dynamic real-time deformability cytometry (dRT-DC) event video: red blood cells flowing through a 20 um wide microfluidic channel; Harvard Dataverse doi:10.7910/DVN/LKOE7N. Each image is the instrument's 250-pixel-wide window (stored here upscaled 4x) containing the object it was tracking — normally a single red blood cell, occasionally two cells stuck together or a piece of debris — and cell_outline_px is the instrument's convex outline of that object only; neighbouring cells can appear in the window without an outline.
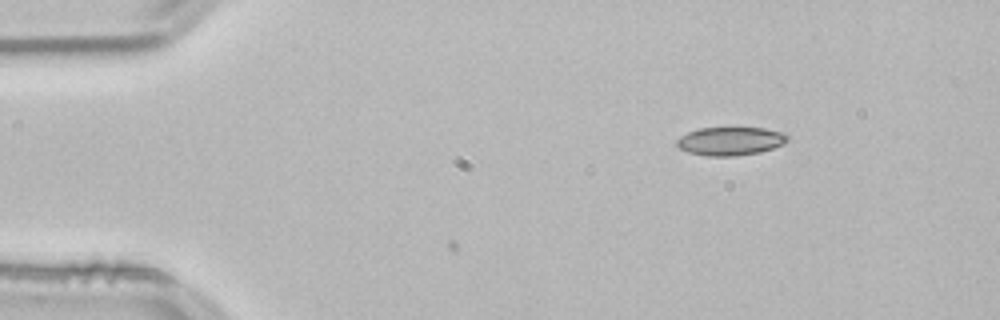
{"species": "common noctule bat (a hibernating species)", "species_latin": "Nyctalus noctula", "temperature_condition": "room temperature", "stored_images_in_passage": 2, "camera_frame_rate_fps": 3000, "um_per_image_px": 0.085, "animal": {"sex": "male", "body_mass_g": 21.5, "forearm_length_mm": 52.0}, "frame": {"image": 1, "passage_image": 2, "time_ms": 0.333, "image_size_px": [1000, 320], "cell_outline_px": [[788, 140], [784, 144], [760, 152], [736, 156], [708, 156], [688, 152], [680, 148], [676, 144], [676, 140], [680, 136], [688, 132], [700, 128], [764, 128], [780, 132], [788, 136]], "centroid_in_image_um": [62.07, 12.0], "position_along_channel_um": 22.9, "area_um2": 18.21}}